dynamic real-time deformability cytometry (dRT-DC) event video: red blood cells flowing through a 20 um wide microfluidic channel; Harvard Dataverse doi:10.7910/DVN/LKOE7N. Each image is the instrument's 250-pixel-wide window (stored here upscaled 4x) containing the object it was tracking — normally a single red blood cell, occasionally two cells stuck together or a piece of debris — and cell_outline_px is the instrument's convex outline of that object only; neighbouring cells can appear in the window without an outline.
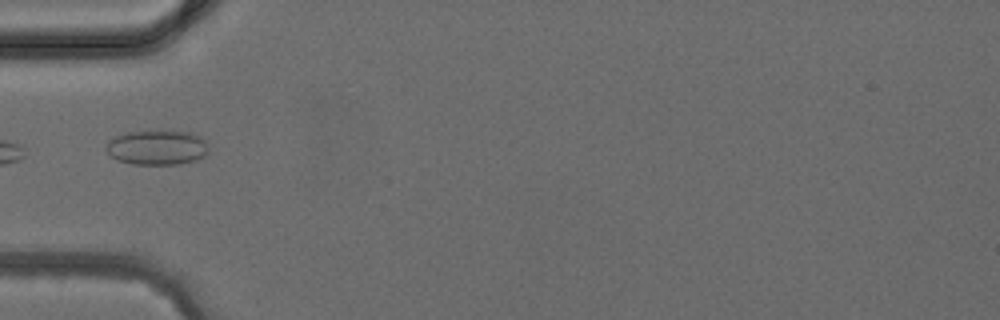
{"species": "common noctule bat (a hibernating species)", "species_latin": "Nyctalus noctula", "temperature_condition": "cold", "stored_images_in_passage": 3, "camera_frame_rate_fps": 3000, "um_per_image_px": 0.085, "animal": {"sex": "female", "body_mass_g": 24.6, "forearm_length_mm": 56.2}, "frame": {"image": 1, "passage_image": 3, "time_ms": 2.333, "image_size_px": [1000, 320], "cell_outline_px": [[208, 156], [196, 160], [180, 164], [132, 164], [116, 160], [104, 148], [108, 140], [116, 136], [128, 132], [188, 132], [200, 136], [204, 140], [208, 148]], "centroid_in_image_um": [13.36, 12.56], "position_along_channel_um": 71.6, "area_um2": 20.63}}